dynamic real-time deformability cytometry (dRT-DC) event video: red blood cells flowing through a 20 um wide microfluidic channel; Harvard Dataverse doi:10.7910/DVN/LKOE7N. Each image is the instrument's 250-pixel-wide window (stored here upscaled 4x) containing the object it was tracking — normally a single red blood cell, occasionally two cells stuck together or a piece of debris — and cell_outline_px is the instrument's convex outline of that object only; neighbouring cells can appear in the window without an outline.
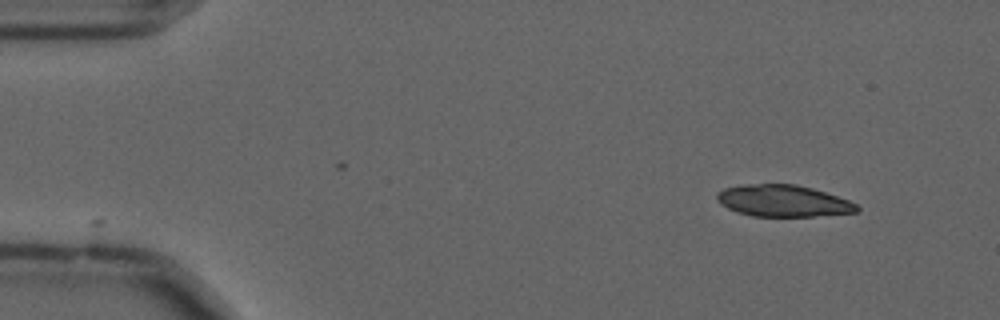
{"species": "common noctule bat (a hibernating species)", "species_latin": "Nyctalus noctula", "temperature_condition": "cold", "stored_images_in_passage": 16, "camera_frame_rate_fps": 3000, "um_per_image_px": 0.085, "animal": {"sex": "male", "forearm_length_mm": 52.5}, "frame": {"image": 1, "passage_image": 1, "time_ms": 0.0, "image_size_px": [1000, 320], "cell_outline_px": [[860, 208], [856, 212], [812, 216], [752, 216], [736, 212], [720, 204], [716, 200], [716, 196], [724, 188], [744, 184], [796, 184], [812, 188], [848, 200], [856, 204]], "centroid_in_image_um": [66.53, 17.07], "position_along_channel_um": 18.5, "area_um2": 25.66}}